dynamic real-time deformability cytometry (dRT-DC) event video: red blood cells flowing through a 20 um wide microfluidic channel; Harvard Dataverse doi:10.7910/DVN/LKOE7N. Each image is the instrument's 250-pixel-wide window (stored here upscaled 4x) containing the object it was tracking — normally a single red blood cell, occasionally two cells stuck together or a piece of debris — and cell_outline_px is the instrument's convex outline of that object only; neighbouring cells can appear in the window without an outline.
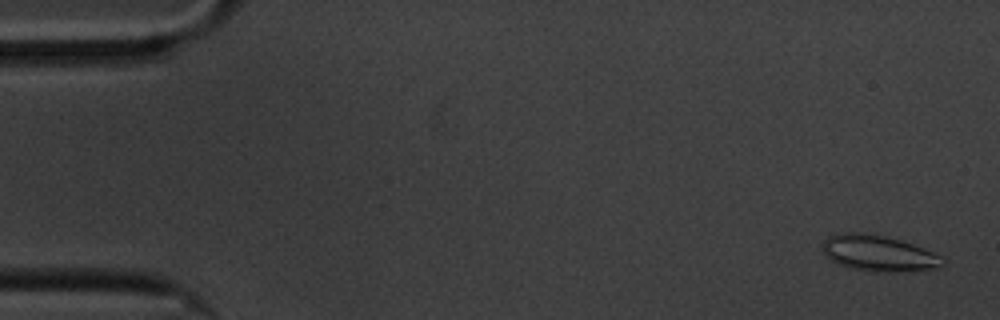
{"species": "common noctule bat (a hibernating species)", "species_latin": "Nyctalus noctula", "temperature_condition": "cold", "stored_images_in_passage": 59, "camera_frame_rate_fps": 3000, "um_per_image_px": 0.085, "animal": {"sex": "male", "body_mass_g": 20.1, "forearm_length_mm": 53.5}, "frame": {"image": 1, "passage_image": 2, "time_ms": 0.333, "image_size_px": [1000, 320], "cell_outline_px": [[948, 260], [940, 268], [896, 272], [876, 272], [852, 268], [840, 264], [832, 260], [824, 252], [820, 244], [828, 236], [840, 232], [860, 232], [884, 236], [900, 240], [912, 244], [932, 252]], "centroid_in_image_um": [74.68, 21.53], "position_along_channel_um": 10.3, "area_um2": 25.2}}
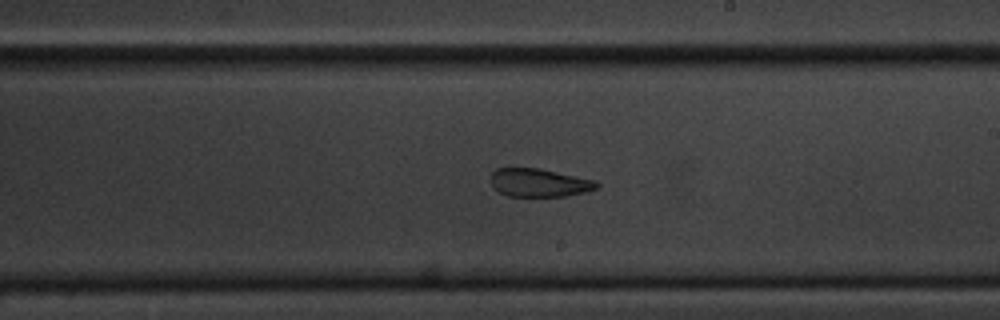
{"frame": {"image": 2, "passage_image": 34, "time_ms": 11.0, "image_size_px": [1000, 320], "cell_outline_px": [[600, 188], [588, 192], [568, 196], [508, 196], [492, 188], [492, 172], [496, 168], [540, 168], [596, 180], [600, 184]], "centroid_in_image_um": [45.9, 15.53], "position_along_channel_um": 243.1, "area_um2": 17.69}}
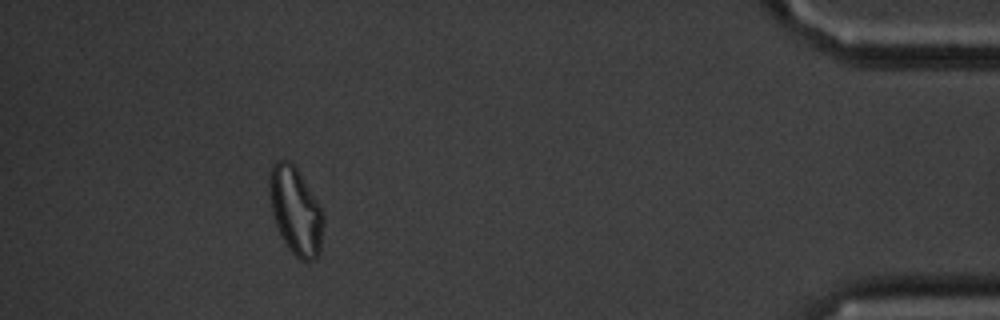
{"frame": {"image": 3, "passage_image": 54, "time_ms": 17.667, "image_size_px": [1000, 320], "cell_outline_px": [[324, 224], [320, 252], [312, 260], [300, 260], [284, 244], [280, 236], [272, 212], [268, 192], [268, 172], [272, 164], [276, 160], [288, 160], [296, 168], [316, 200], [324, 216]], "centroid_in_image_um": [25.09, 17.92], "position_along_channel_um": 410.1, "area_um2": 27.57}, "authors_computed_cell_mechanics": {"area_um2": 22.3686, "velocity_mm_per_s": 3.3515, "shape_relaxation_time_tau1_ms": 6.9781, "shape_relaxation_time_tau2_ms": 2.8946, "deformation_change_tau1": 0.1479, "deformation_change_tau2": 0.0977}}